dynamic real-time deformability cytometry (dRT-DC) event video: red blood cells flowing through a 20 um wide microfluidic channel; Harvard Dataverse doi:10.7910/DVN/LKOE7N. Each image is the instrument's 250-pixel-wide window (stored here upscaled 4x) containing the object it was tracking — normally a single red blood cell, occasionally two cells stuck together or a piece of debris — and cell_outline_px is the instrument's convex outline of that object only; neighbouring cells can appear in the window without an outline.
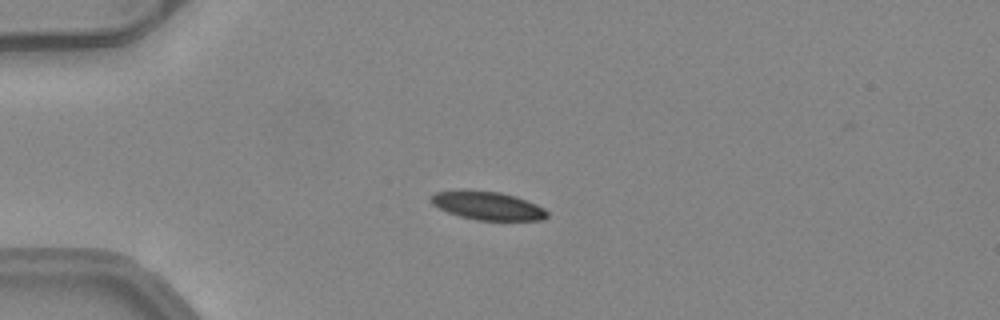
{"species": "common noctule bat (a hibernating species)", "species_latin": "Nyctalus noctula", "temperature_condition": "warm", "stored_images_in_passage": 32, "camera_frame_rate_fps": 3000, "um_per_image_px": 0.085, "animal": {"sex": "female", "body_mass_g": 24.6, "forearm_length_mm": 56.2}, "frame": {"image": 1, "passage_image": 1, "time_ms": 0.0, "image_size_px": [1000, 320], "cell_outline_px": [[548, 216], [544, 220], [476, 220], [460, 216], [448, 212], [432, 204], [428, 200], [428, 196], [436, 192], [460, 188], [468, 188], [500, 192], [516, 196], [536, 204], [544, 208], [548, 212]], "centroid_in_image_um": [41.39, 17.45], "position_along_channel_um": 43.6, "area_um2": 19.77}}
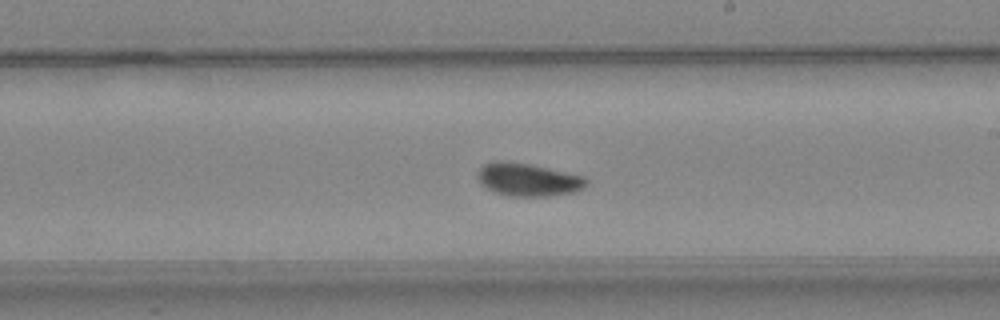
{"frame": {"image": 2, "passage_image": 18, "time_ms": 5.667, "image_size_px": [1000, 320], "cell_outline_px": [[588, 184], [584, 188], [572, 192], [548, 196], [508, 196], [496, 192], [480, 184], [476, 176], [476, 172], [484, 164], [496, 160], [508, 160], [528, 164], [584, 176], [588, 180]], "centroid_in_image_um": [44.85, 15.26], "position_along_channel_um": 244.2, "area_um2": 20.92}}
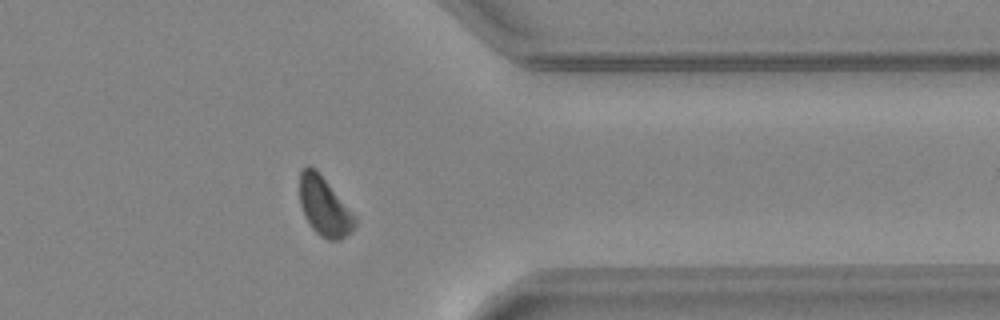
{"frame": {"image": 3, "passage_image": 29, "time_ms": 9.333, "image_size_px": [1000, 320], "cell_outline_px": [[356, 224], [340, 240], [328, 240], [320, 236], [312, 228], [304, 216], [300, 204], [300, 172], [308, 164], [316, 168], [356, 216]], "centroid_in_image_um": [27.55, 17.53], "position_along_channel_um": 383.9, "area_um2": 18.9}, "authors_computed_cell_mechanics": {"area_um2": 20.2011, "velocity_mm_per_s": 4.0553, "shape_relaxation_time_tau1_ms": 5.3971, "shape_relaxation_time_tau2_ms": null, "deformation_change_tau1": 0.1198, "deformation_change_tau2": null}}